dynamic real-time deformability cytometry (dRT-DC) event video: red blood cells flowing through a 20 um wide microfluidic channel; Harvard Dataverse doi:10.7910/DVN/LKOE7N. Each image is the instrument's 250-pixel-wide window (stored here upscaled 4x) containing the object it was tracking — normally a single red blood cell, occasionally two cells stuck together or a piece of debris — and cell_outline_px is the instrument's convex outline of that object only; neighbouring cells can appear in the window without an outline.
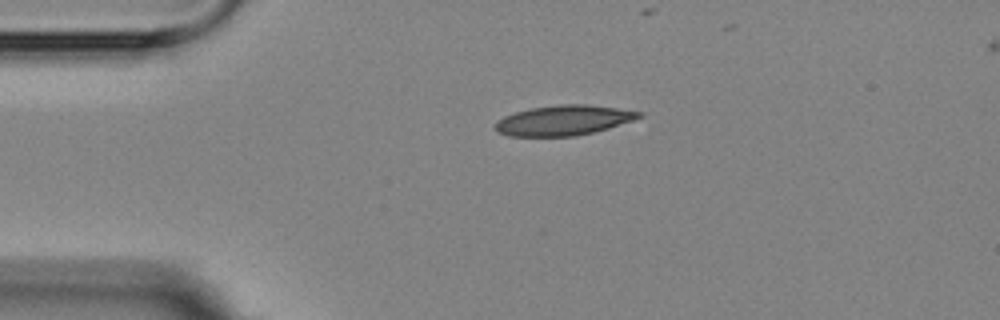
{"species": "Egyptian fruit bat (a non-hibernating species)", "species_latin": "Rousettus aegyptiacus", "temperature_condition": "room temperature", "stored_images_in_passage": 4, "camera_frame_rate_fps": 3000, "um_per_image_px": 0.085, "animal": {"sex": "female"}, "frame": {"image": 1, "passage_image": 1, "time_ms": 0.0, "image_size_px": [1000, 320], "cell_outline_px": [[644, 116], [608, 128], [576, 136], [508, 136], [496, 132], [496, 120], [504, 116], [516, 112], [532, 108], [560, 104], [584, 104], [616, 108], [644, 112]], "centroid_in_image_um": [47.89, 10.23], "position_along_channel_um": 37.1, "area_um2": 25.03}}